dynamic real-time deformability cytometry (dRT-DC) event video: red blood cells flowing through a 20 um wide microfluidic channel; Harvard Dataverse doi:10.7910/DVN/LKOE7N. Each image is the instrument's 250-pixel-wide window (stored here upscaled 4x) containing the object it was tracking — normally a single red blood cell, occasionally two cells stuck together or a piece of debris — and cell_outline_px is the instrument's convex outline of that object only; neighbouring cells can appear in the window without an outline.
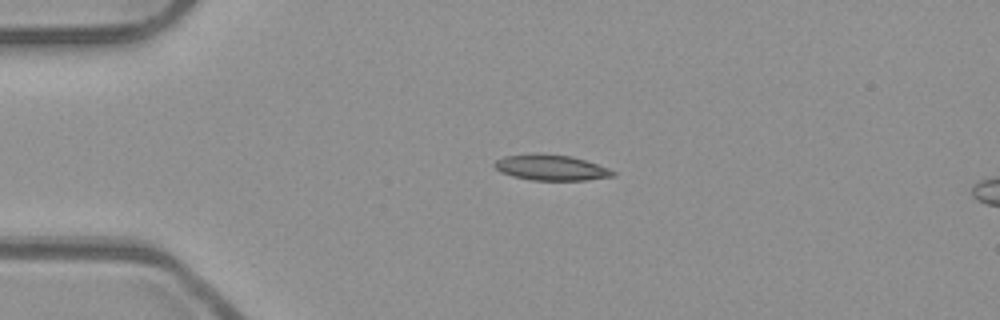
{"species": "common noctule bat (a hibernating species)", "species_latin": "Nyctalus noctula", "temperature_condition": "room temperature", "stored_images_in_passage": 6, "camera_frame_rate_fps": 3000, "um_per_image_px": 0.085, "animal": {"sex": "male", "body_mass_g": 23.1, "forearm_length_mm": 52.7}, "frame": {"image": 1, "passage_image": 1, "time_ms": 0.0, "image_size_px": [1000, 320], "cell_outline_px": [[616, 176], [584, 180], [532, 180], [512, 176], [500, 172], [492, 164], [496, 160], [504, 156], [572, 156], [608, 168], [616, 172]], "centroid_in_image_um": [46.87, 14.29], "position_along_channel_um": 38.1, "area_um2": 16.88}}